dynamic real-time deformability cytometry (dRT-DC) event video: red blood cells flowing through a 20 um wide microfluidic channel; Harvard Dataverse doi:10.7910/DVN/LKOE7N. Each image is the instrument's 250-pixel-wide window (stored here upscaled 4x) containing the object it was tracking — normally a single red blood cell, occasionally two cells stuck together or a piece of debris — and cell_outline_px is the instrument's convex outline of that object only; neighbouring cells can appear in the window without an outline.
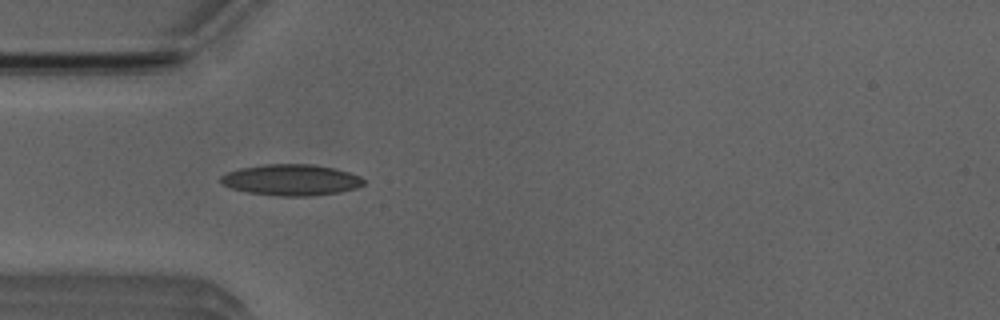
{"species": "Egyptian fruit bat (a non-hibernating species)", "species_latin": "Rousettus aegyptiacus", "temperature_condition": "room temperature", "stored_images_in_passage": 6, "camera_frame_rate_fps": 3000, "um_per_image_px": 0.085, "animal": {"sex": "male"}, "frame": {"image": 1, "passage_image": 4, "time_ms": 4.333, "image_size_px": [1000, 320], "cell_outline_px": [[364, 184], [356, 188], [340, 192], [312, 196], [276, 196], [248, 192], [232, 188], [220, 184], [220, 176], [228, 172], [240, 168], [264, 164], [312, 164], [332, 168], [348, 172], [360, 176], [364, 180]], "centroid_in_image_um": [24.73, 15.3], "position_along_channel_um": 60.3, "area_um2": 25.95}}